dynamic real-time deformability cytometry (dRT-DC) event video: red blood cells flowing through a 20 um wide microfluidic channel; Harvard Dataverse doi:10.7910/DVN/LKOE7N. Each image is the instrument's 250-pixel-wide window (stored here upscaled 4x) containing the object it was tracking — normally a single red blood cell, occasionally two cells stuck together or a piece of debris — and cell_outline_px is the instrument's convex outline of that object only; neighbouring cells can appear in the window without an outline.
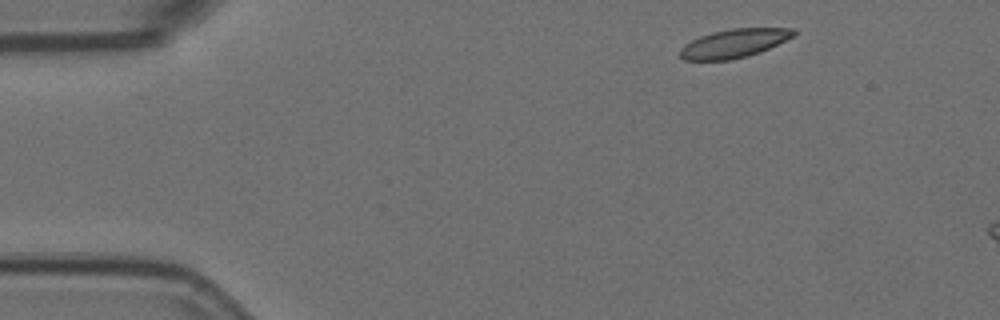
{"species": "Egyptian fruit bat (a non-hibernating species)", "species_latin": "Rousettus aegyptiacus", "temperature_condition": "room temperature", "stored_images_in_passage": 3, "camera_frame_rate_fps": 3000, "um_per_image_px": 0.085, "animal": {"sex": "female"}, "frame": {"image": 1, "passage_image": 1, "time_ms": 0.0, "image_size_px": [1000, 320], "cell_outline_px": [[796, 36], [760, 52], [748, 56], [728, 60], [684, 60], [680, 56], [680, 48], [684, 44], [700, 36], [712, 32], [732, 28], [796, 28]], "centroid_in_image_um": [62.42, 3.68], "position_along_channel_um": 22.6, "area_um2": 19.07}}